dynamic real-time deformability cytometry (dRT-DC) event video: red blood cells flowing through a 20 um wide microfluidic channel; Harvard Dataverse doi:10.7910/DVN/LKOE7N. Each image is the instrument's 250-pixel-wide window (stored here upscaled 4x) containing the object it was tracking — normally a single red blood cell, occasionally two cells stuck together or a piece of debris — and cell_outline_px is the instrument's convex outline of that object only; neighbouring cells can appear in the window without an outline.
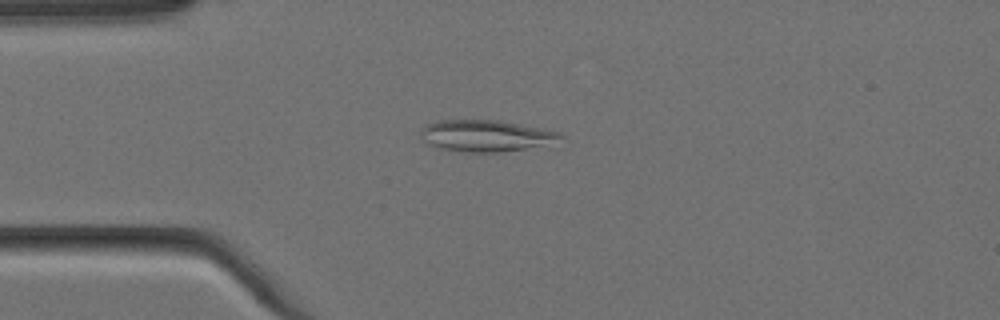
{"species": "Egyptian fruit bat (a non-hibernating species)", "species_latin": "Rousettus aegyptiacus", "temperature_condition": "cold", "stored_images_in_passage": 7, "camera_frame_rate_fps": 3000, "um_per_image_px": 0.085, "animal": {"sex": "female"}, "frame": {"image": 1, "passage_image": 4, "time_ms": 1.0, "image_size_px": [1000, 320], "cell_outline_px": [[564, 148], [500, 152], [460, 152], [440, 148], [424, 144], [420, 140], [420, 132], [424, 124], [440, 120], [500, 120], [544, 128], [560, 132], [564, 136]], "centroid_in_image_um": [41.56, 11.59], "position_along_channel_um": 43.4, "area_um2": 27.8}}
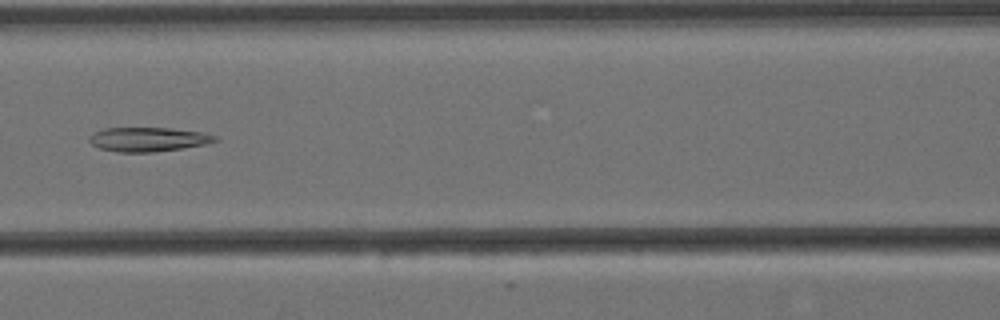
{"frame": {"image": 2, "passage_image": 7, "time_ms": 2.0, "image_size_px": [1000, 320], "cell_outline_px": [[220, 140], [204, 144], [184, 148], [152, 152], [116, 152], [100, 148], [92, 144], [88, 140], [88, 136], [104, 128], [172, 128], [204, 132], [220, 136]], "centroid_in_image_um": [12.65, 11.84], "position_along_channel_um": 154.0, "area_um2": 17.92}}